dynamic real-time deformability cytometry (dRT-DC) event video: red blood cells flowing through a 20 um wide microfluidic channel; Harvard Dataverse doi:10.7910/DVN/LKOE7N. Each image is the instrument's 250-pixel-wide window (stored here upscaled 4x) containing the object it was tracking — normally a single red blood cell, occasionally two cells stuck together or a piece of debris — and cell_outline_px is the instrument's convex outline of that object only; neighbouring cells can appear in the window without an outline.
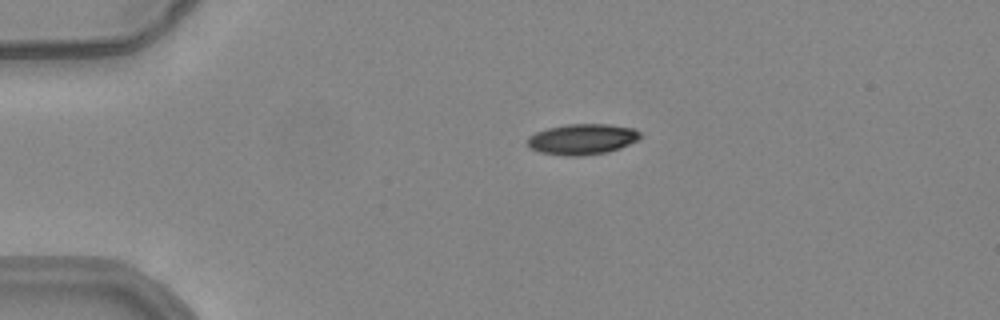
{"species": "common noctule bat (a hibernating species)", "species_latin": "Nyctalus noctula", "temperature_condition": "warm", "stored_images_in_passage": 42, "camera_frame_rate_fps": 3000, "um_per_image_px": 0.085, "animal": {"sex": "female", "body_mass_g": 24.6, "forearm_length_mm": 56.2}, "frame": {"image": 1, "passage_image": 1, "time_ms": 0.0, "image_size_px": [1000, 320], "cell_outline_px": [[640, 136], [636, 140], [620, 148], [608, 152], [580, 156], [564, 156], [540, 152], [528, 148], [524, 140], [528, 136], [536, 132], [548, 128], [568, 124], [608, 124], [632, 128], [640, 132]], "centroid_in_image_um": [49.41, 11.84], "position_along_channel_um": 35.6, "area_um2": 20.29}}
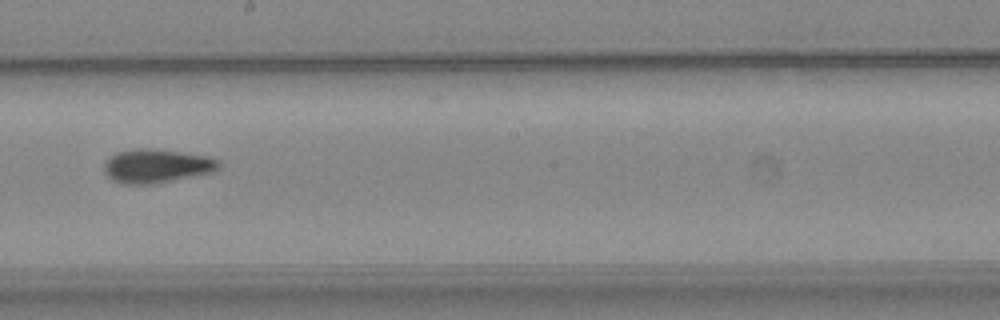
{"frame": {"image": 2, "passage_image": 20, "time_ms": 6.333, "image_size_px": [1000, 320], "cell_outline_px": [[220, 168], [212, 172], [156, 184], [120, 184], [112, 180], [104, 172], [104, 160], [116, 152], [140, 148], [156, 148], [208, 156], [220, 160]], "centroid_in_image_um": [13.3, 14.1], "position_along_channel_um": 234.9, "area_um2": 22.95}}
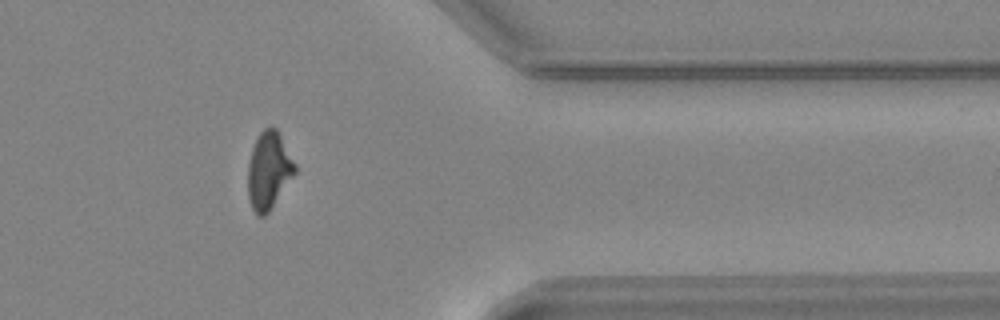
{"frame": {"image": 3, "passage_image": 33, "time_ms": 10.667, "image_size_px": [1000, 320], "cell_outline_px": [[296, 172], [268, 212], [264, 216], [256, 216], [252, 208], [248, 196], [248, 164], [252, 148], [260, 132], [264, 128], [276, 128], [296, 164]], "centroid_in_image_um": [22.83, 14.5], "position_along_channel_um": 388.6, "area_um2": 20.92}, "authors_computed_cell_mechanics": {"area_um2": 21.5594, "velocity_mm_per_s": 3.9074, "shape_relaxation_time_tau1_ms": 8.8677, "shape_relaxation_time_tau2_ms": 3.2766, "deformation_change_tau1": 0.2421, "deformation_change_tau2": 0.1082}}